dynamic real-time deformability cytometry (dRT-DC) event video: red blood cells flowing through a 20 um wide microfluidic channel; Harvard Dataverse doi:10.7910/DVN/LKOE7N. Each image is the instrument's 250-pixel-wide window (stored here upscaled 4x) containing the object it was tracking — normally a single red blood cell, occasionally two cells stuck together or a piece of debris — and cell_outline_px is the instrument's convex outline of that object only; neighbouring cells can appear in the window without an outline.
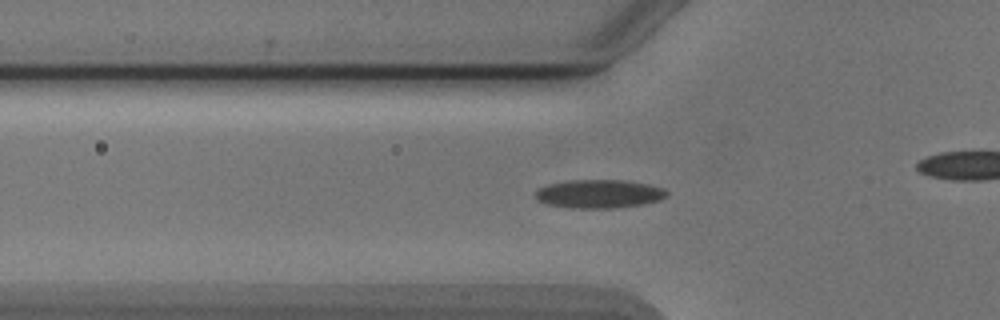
{"species": "Egyptian fruit bat (a non-hibernating species)", "species_latin": "Rousettus aegyptiacus", "temperature_condition": "cold", "stored_images_in_passage": 48, "camera_frame_rate_fps": 3000, "um_per_image_px": 0.085, "animal": {"sex": "male"}, "frame": {"image": 1, "passage_image": 12, "time_ms": 3.667, "image_size_px": [1000, 320], "cell_outline_px": [[668, 196], [660, 200], [644, 204], [616, 208], [568, 208], [548, 204], [536, 200], [532, 192], [536, 188], [548, 184], [568, 180], [624, 180], [648, 184], [664, 188], [668, 192]], "centroid_in_image_um": [50.88, 16.48], "position_along_channel_um": 74.9, "area_um2": 22.25}}
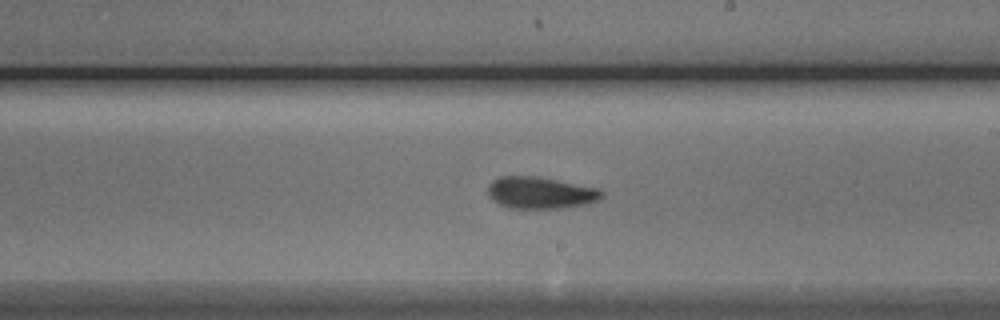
{"frame": {"image": 2, "passage_image": 25, "time_ms": 8.0, "image_size_px": [1000, 320], "cell_outline_px": [[604, 196], [600, 200], [588, 204], [564, 208], [508, 208], [492, 200], [488, 196], [488, 184], [492, 180], [500, 176], [532, 176], [556, 180], [600, 188], [604, 192]], "centroid_in_image_um": [45.96, 16.39], "position_along_channel_um": 243.0, "area_um2": 21.33}}
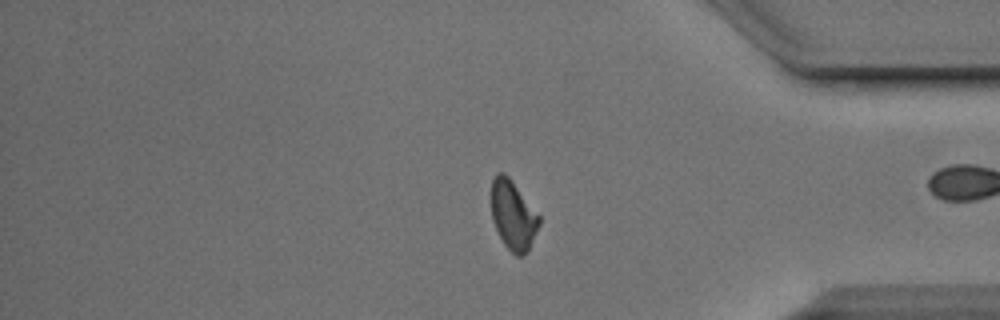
{"frame": {"image": 3, "passage_image": 38, "time_ms": 12.333, "image_size_px": [1000, 320], "cell_outline_px": [[540, 224], [528, 252], [524, 256], [516, 256], [504, 244], [492, 220], [492, 180], [496, 172], [504, 172], [508, 176], [540, 216]], "centroid_in_image_um": [43.62, 18.31], "position_along_channel_um": 391.6, "area_um2": 19.19}, "authors_computed_cell_mechanics": {"area_um2": 20.4901, "velocity_mm_per_s": 3.8854, "shape_relaxation_time_tau1_ms": 4.8334, "shape_relaxation_time_tau2_ms": 3.0841, "deformation_change_tau1": 0.1133, "deformation_change_tau2": 0.0827}}